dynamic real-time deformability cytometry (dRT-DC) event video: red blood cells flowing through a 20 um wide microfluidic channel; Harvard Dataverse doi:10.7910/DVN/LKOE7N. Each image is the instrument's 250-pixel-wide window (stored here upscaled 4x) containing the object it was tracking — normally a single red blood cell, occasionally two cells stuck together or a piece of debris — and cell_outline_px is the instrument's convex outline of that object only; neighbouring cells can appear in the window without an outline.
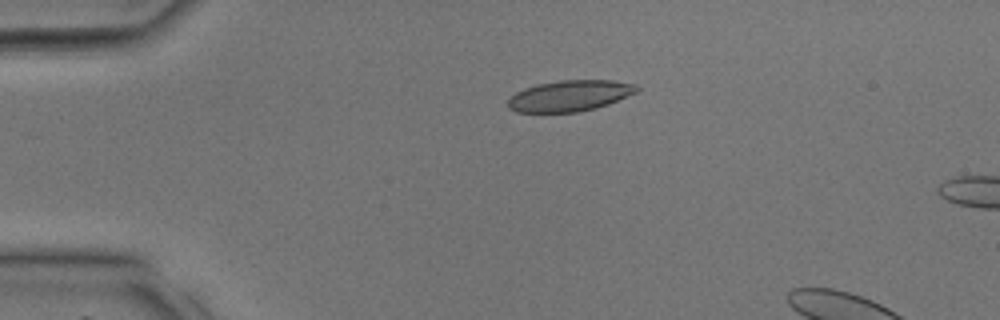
{"species": "common noctule bat (a hibernating species)", "species_latin": "Nyctalus noctula", "temperature_condition": "room temperature", "stored_images_in_passage": 12, "camera_frame_rate_fps": 3000, "um_per_image_px": 0.085, "animal": {"sex": "male", "body_mass_g": 17.9, "forearm_length_mm": 54.2}, "frame": {"image": 1, "passage_image": 9, "time_ms": 2.667, "image_size_px": [1000, 320], "cell_outline_px": [[640, 88], [636, 92], [608, 104], [596, 108], [576, 112], [516, 112], [508, 108], [508, 100], [516, 92], [524, 88], [536, 84], [560, 80], [612, 80], [636, 84]], "centroid_in_image_um": [48.42, 8.13], "position_along_channel_um": 36.6, "area_um2": 23.24}}